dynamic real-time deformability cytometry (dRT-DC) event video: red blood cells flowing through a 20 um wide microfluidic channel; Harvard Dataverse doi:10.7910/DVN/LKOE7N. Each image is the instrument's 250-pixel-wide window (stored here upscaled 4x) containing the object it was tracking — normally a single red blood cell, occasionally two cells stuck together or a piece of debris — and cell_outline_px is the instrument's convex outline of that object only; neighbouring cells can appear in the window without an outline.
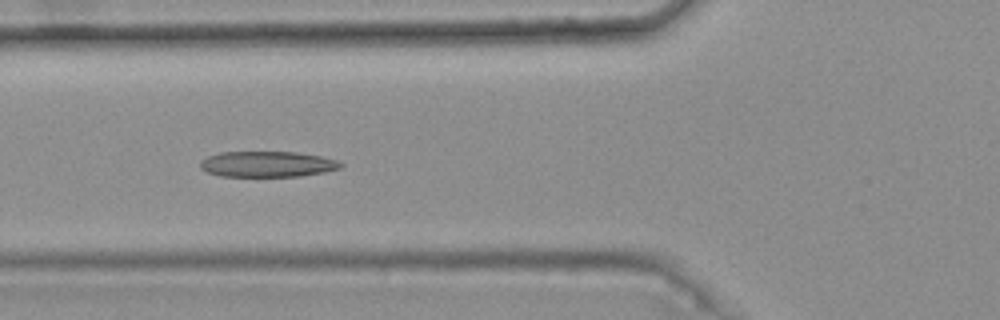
{"species": "common noctule bat (a hibernating species)", "species_latin": "Nyctalus noctula", "temperature_condition": "warm", "stored_images_in_passage": 3, "camera_frame_rate_fps": 3000, "um_per_image_px": 0.085, "animal": {"sex": "female", "body_mass_g": 25.1}, "frame": {"image": 1, "passage_image": 3, "time_ms": 0.667, "image_size_px": [1000, 320], "cell_outline_px": [[344, 164], [340, 168], [324, 172], [300, 176], [220, 176], [208, 172], [200, 168], [200, 160], [208, 156], [220, 152], [296, 152], [320, 156], [336, 160]], "centroid_in_image_um": [22.71, 13.95], "position_along_channel_um": 103.1, "area_um2": 20.98}}